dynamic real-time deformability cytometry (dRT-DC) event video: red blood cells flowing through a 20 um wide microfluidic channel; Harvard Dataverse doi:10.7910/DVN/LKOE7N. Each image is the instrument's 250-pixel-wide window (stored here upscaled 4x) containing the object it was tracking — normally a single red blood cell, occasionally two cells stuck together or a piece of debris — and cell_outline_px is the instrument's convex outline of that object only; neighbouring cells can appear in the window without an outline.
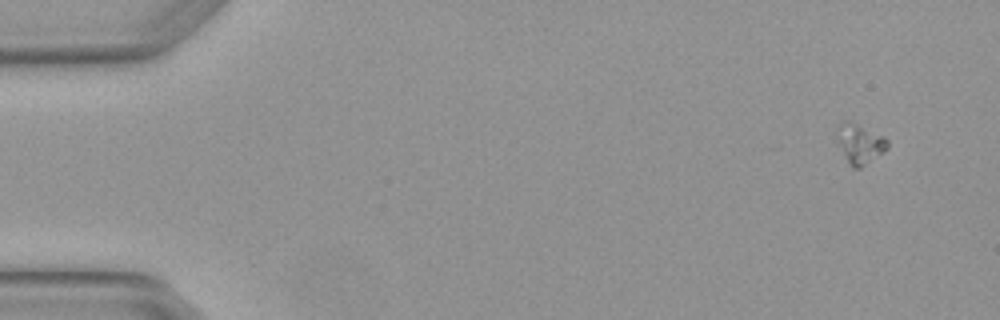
{"species": "Egyptian fruit bat (a non-hibernating species)", "species_latin": "Rousettus aegyptiacus", "temperature_condition": "warm", "stored_images_in_passage": 5, "camera_frame_rate_fps": 3000, "um_per_image_px": 0.085, "animal": {"sex": "female"}, "frame": {"image": 1, "passage_image": 1, "time_ms": 0.0, "image_size_px": [1000, 320], "cell_outline_px": [[888, 148], [884, 152], [860, 168], [852, 168], [848, 164], [840, 144], [840, 124], [844, 120], [848, 120], [884, 136], [888, 140]], "centroid_in_image_um": [73.16, 12.24], "position_along_channel_um": 11.8, "area_um2": 11.21}}